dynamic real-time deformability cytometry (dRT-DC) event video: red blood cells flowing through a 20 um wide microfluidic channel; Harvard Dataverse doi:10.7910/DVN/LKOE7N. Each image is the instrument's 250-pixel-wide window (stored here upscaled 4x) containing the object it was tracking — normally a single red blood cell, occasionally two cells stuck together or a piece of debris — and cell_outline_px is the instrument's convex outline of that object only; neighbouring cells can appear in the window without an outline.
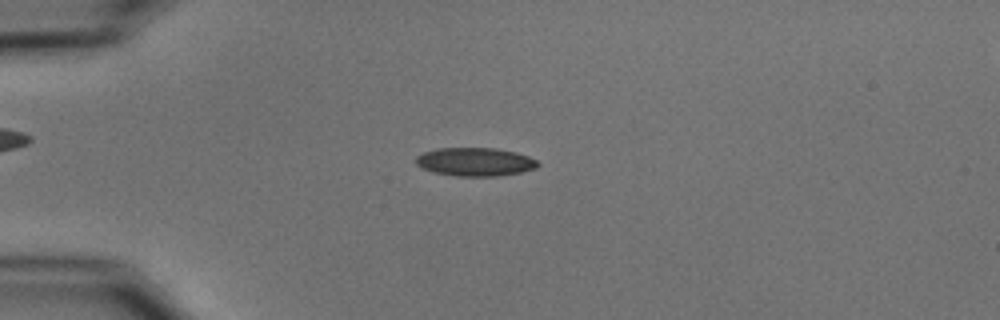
{"species": "common noctule bat (a hibernating species)", "species_latin": "Nyctalus noctula", "temperature_condition": "cold", "stored_images_in_passage": 5, "camera_frame_rate_fps": 3000, "um_per_image_px": 0.085, "animal": {"sex": "male", "body_mass_g": 15.6}, "frame": {"image": 1, "passage_image": 4, "time_ms": 3.333, "image_size_px": [1000, 320], "cell_outline_px": [[540, 164], [536, 168], [520, 172], [500, 176], [456, 176], [432, 172], [416, 164], [416, 156], [424, 152], [436, 148], [496, 148], [516, 152], [528, 156], [536, 160]], "centroid_in_image_um": [40.39, 13.75], "position_along_channel_um": 44.6, "area_um2": 20.23}}